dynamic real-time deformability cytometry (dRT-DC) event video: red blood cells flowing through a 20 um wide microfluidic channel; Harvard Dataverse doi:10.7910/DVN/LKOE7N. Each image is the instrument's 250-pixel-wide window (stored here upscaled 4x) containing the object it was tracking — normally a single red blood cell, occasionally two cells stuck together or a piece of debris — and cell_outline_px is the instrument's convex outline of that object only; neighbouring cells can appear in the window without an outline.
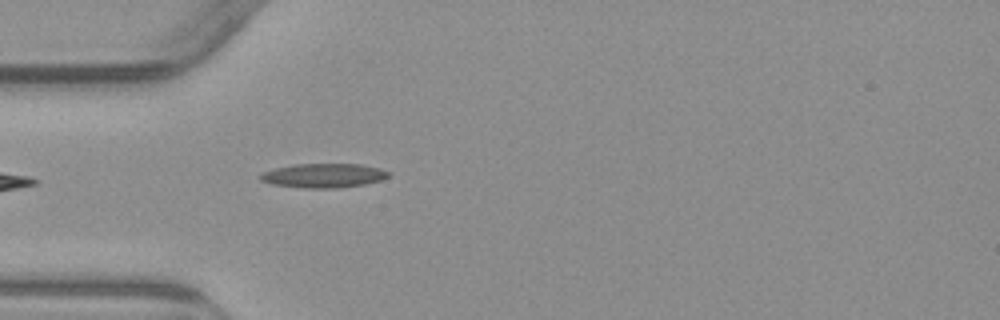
{"species": "common noctule bat (a hibernating species)", "species_latin": "Nyctalus noctula", "temperature_condition": "warm", "stored_images_in_passage": 5, "camera_frame_rate_fps": 3000, "um_per_image_px": 0.085, "animal": {"sex": "male", "body_mass_g": 23.1, "forearm_length_mm": 52.7}, "frame": {"image": 1, "passage_image": 5, "time_ms": 5.0, "image_size_px": [1000, 320], "cell_outline_px": [[392, 172], [388, 176], [380, 180], [364, 184], [336, 188], [304, 188], [272, 184], [260, 180], [260, 176], [264, 172], [276, 168], [292, 164], [360, 164], [380, 168]], "centroid_in_image_um": [27.53, 14.92], "position_along_channel_um": 57.5, "area_um2": 17.98}}